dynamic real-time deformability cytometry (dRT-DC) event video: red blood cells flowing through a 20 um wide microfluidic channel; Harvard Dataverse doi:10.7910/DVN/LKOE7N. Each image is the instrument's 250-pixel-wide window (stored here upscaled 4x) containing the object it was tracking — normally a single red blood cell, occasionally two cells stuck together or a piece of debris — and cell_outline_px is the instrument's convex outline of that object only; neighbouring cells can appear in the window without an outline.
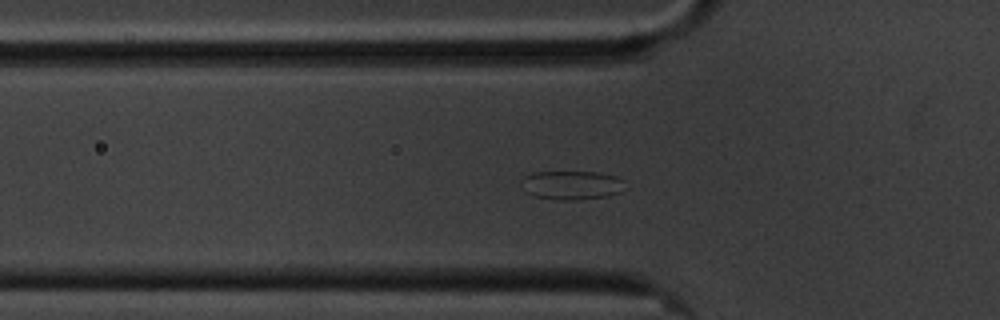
{"species": "common noctule bat (a hibernating species)", "species_latin": "Nyctalus noctula", "temperature_condition": "cold", "stored_images_in_passage": 60, "camera_frame_rate_fps": 3000, "um_per_image_px": 0.085, "animal": {"sex": "male", "body_mass_g": 20.1, "forearm_length_mm": 53.5}, "frame": {"image": 1, "passage_image": 19, "time_ms": 6.0, "image_size_px": [1000, 320], "cell_outline_px": [[628, 188], [620, 192], [608, 196], [576, 200], [552, 200], [536, 196], [528, 192], [520, 180], [524, 176], [532, 172], [600, 172], [616, 176], [624, 180]], "centroid_in_image_um": [48.67, 15.73], "position_along_channel_um": 77.1, "area_um2": 17.69}}
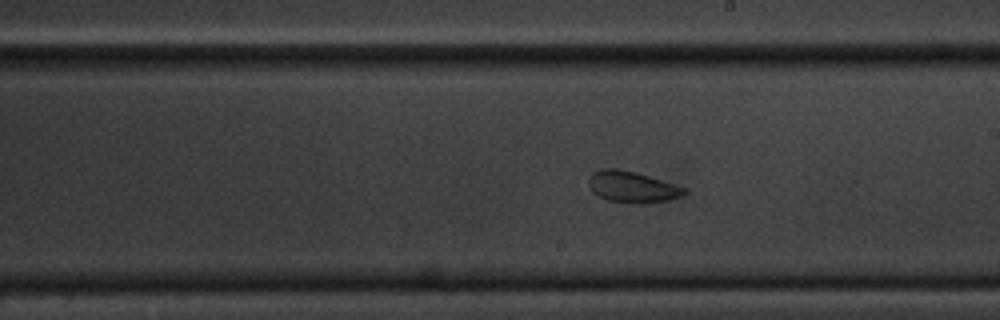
{"frame": {"image": 2, "passage_image": 33, "time_ms": 10.667, "image_size_px": [1000, 320], "cell_outline_px": [[684, 192], [680, 196], [668, 200], [648, 204], [636, 204], [608, 200], [592, 192], [588, 184], [588, 180], [592, 172], [600, 168], [616, 168], [648, 176], [684, 188]], "centroid_in_image_um": [53.66, 15.9], "position_along_channel_um": 235.3, "area_um2": 17.17}}
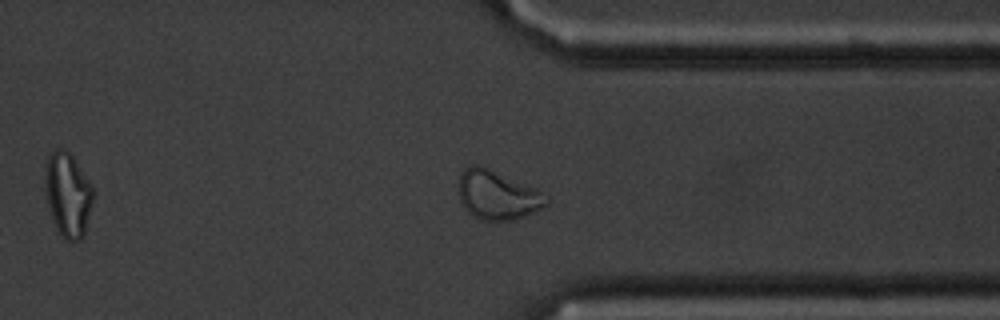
{"frame": {"image": 3, "passage_image": 45, "time_ms": 14.667, "image_size_px": [1000, 320], "cell_outline_px": [[548, 204], [524, 216], [512, 220], [480, 220], [472, 216], [464, 208], [460, 200], [460, 172], [464, 168], [472, 164], [480, 164], [536, 188], [548, 196]], "centroid_in_image_um": [42.27, 16.56], "position_along_channel_um": 369.1, "area_um2": 25.09}, "authors_computed_cell_mechanics": {"area_um2": 22.542, "velocity_mm_per_s": 3.3797, "shape_relaxation_time_tau1_ms": 7.7893, "shape_relaxation_time_tau2_ms": 5.9495, "deformation_change_tau1": 0.1034, "deformation_change_tau2": 0.0828}}